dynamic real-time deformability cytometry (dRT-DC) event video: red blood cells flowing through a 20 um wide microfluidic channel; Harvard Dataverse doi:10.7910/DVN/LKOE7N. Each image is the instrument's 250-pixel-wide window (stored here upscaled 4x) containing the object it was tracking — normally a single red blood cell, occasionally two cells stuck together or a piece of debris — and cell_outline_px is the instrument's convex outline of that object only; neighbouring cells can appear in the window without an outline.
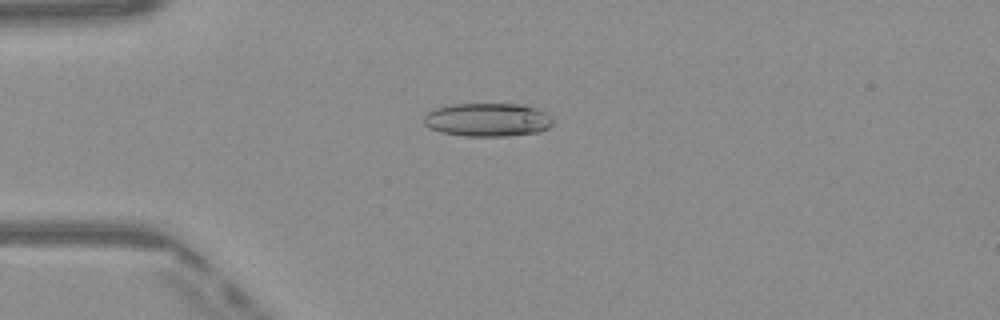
{"species": "Egyptian fruit bat (a non-hibernating species)", "species_latin": "Rousettus aegyptiacus", "temperature_condition": "warm", "stored_images_in_passage": 50, "camera_frame_rate_fps": 3000, "um_per_image_px": 0.085, "frame": {"image": 1, "passage_image": 13, "time_ms": 4.0, "image_size_px": [1000, 320], "cell_outline_px": [[552, 124], [548, 128], [536, 132], [508, 136], [464, 136], [440, 132], [428, 128], [424, 124], [424, 116], [428, 112], [436, 108], [452, 104], [520, 104], [544, 112], [552, 120]], "centroid_in_image_um": [41.38, 10.19], "position_along_channel_um": 43.6, "area_um2": 24.97}}
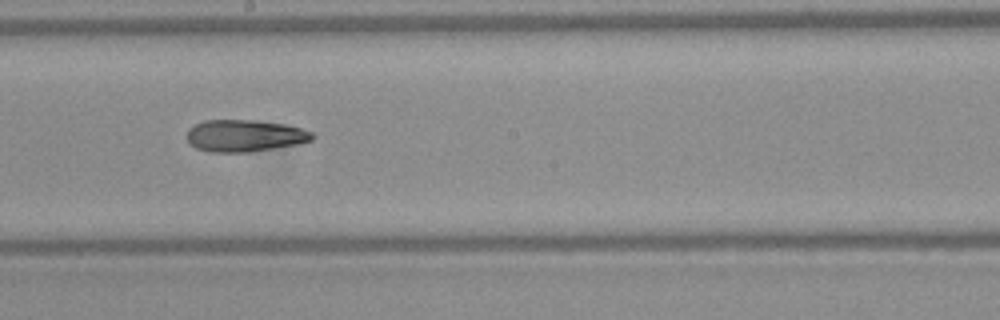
{"frame": {"image": 2, "passage_image": 28, "time_ms": 9.0, "image_size_px": [1000, 320], "cell_outline_px": [[316, 136], [312, 140], [300, 144], [248, 152], [212, 152], [196, 148], [188, 144], [188, 128], [204, 120], [256, 120], [284, 124], [300, 128], [312, 132]], "centroid_in_image_um": [20.81, 11.54], "position_along_channel_um": 227.4, "area_um2": 23.41}}
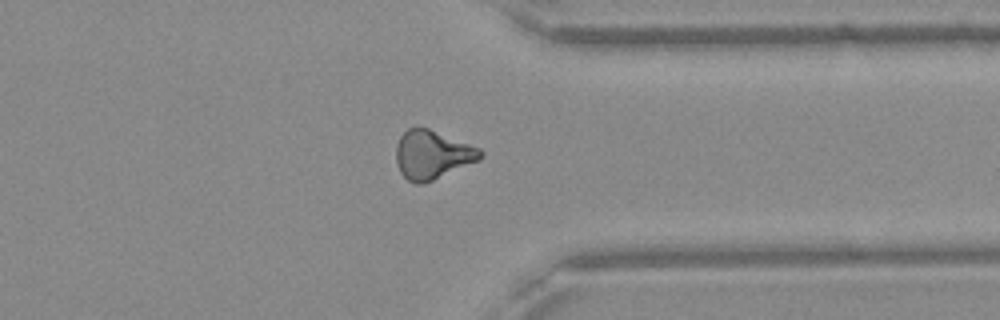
{"frame": {"image": 3, "passage_image": 39, "time_ms": 12.667, "image_size_px": [1000, 320], "cell_outline_px": [[484, 156], [480, 160], [424, 184], [416, 184], [408, 180], [400, 172], [396, 164], [396, 144], [400, 136], [408, 128], [416, 124], [428, 128], [480, 148], [484, 152]], "centroid_in_image_um": [36.73, 13.14], "position_along_channel_um": 374.7, "area_um2": 24.28}}